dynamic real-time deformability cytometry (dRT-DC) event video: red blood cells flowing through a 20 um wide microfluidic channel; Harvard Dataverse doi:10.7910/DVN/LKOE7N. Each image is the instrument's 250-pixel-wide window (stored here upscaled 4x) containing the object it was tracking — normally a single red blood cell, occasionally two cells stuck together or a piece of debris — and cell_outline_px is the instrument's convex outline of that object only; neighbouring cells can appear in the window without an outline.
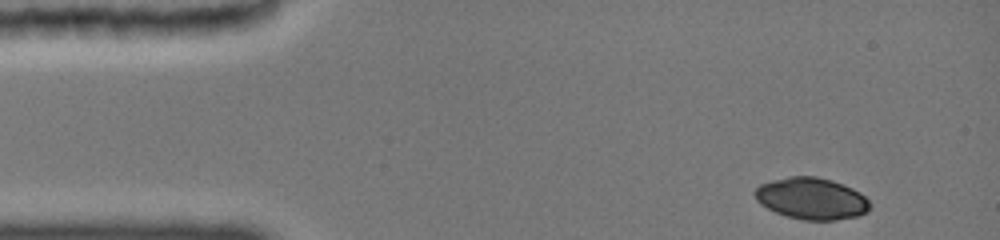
{"species": "common noctule bat (a hibernating species)", "species_latin": "Nyctalus noctula", "temperature_condition": "cold", "stored_images_in_passage": 32, "camera_frame_rate_fps": 3000, "um_per_image_px": 0.085, "animal": {"sex": "female", "body_mass_g": 19.0, "forearm_length_mm": 51.5}, "frame": {"image": 1, "passage_image": 1, "time_ms": 0.0, "image_size_px": [1000, 240], "cell_outline_px": [[872, 204], [868, 212], [856, 216], [836, 220], [804, 220], [788, 216], [776, 212], [760, 204], [756, 200], [752, 192], [760, 184], [772, 180], [788, 176], [816, 176], [832, 180], [852, 188], [860, 192]], "centroid_in_image_um": [68.98, 16.87], "position_along_channel_um": 16.0, "area_um2": 28.09}}